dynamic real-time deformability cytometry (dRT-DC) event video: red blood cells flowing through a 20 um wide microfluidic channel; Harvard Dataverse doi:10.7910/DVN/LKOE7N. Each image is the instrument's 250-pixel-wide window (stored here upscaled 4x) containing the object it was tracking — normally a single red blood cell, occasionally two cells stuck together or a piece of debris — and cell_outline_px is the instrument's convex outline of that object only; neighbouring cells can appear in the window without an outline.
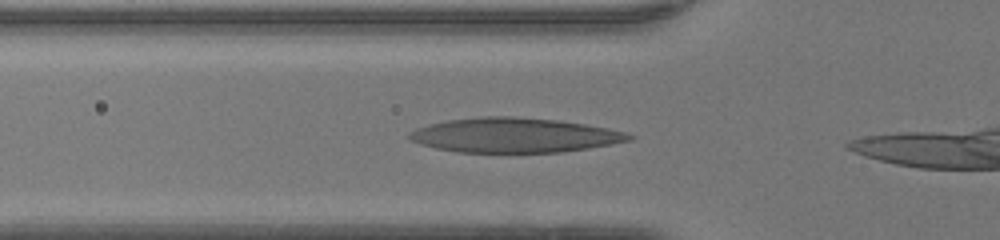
{"species": "human", "species_latin": "Homo sapiens", "temperature_condition": "warm", "stored_images_in_passage": 8, "camera_frame_rate_fps": 3000, "um_per_image_px": 0.085, "donor": {"sex": "female"}, "frame": {"image": 1, "passage_image": 3, "time_ms": 0.667, "image_size_px": [1000, 240], "cell_outline_px": [[636, 136], [632, 140], [612, 144], [588, 148], [560, 152], [456, 152], [436, 148], [420, 144], [408, 140], [408, 132], [416, 128], [428, 124], [448, 120], [480, 116], [512, 116], [560, 120], [608, 128], [624, 132]], "centroid_in_image_um": [43.69, 11.49], "position_along_channel_um": 82.1, "area_um2": 44.51}}
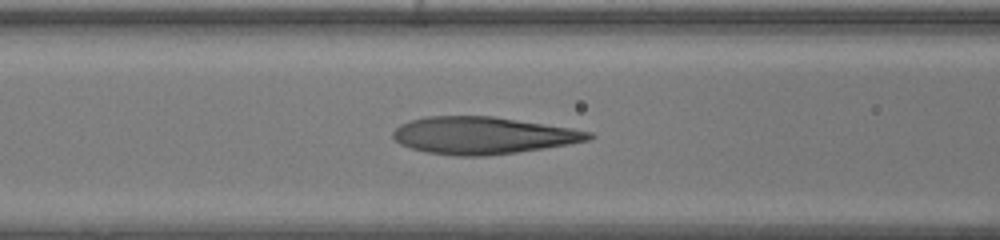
{"frame": {"image": 2, "passage_image": 6, "time_ms": 1.667, "image_size_px": [1000, 240], "cell_outline_px": [[596, 136], [588, 140], [568, 144], [544, 148], [516, 152], [484, 156], [456, 156], [424, 152], [400, 144], [392, 136], [392, 132], [400, 124], [408, 120], [424, 116], [492, 116], [572, 128], [592, 132]], "centroid_in_image_um": [41.01, 11.51], "position_along_channel_um": 125.6, "area_um2": 42.43}}